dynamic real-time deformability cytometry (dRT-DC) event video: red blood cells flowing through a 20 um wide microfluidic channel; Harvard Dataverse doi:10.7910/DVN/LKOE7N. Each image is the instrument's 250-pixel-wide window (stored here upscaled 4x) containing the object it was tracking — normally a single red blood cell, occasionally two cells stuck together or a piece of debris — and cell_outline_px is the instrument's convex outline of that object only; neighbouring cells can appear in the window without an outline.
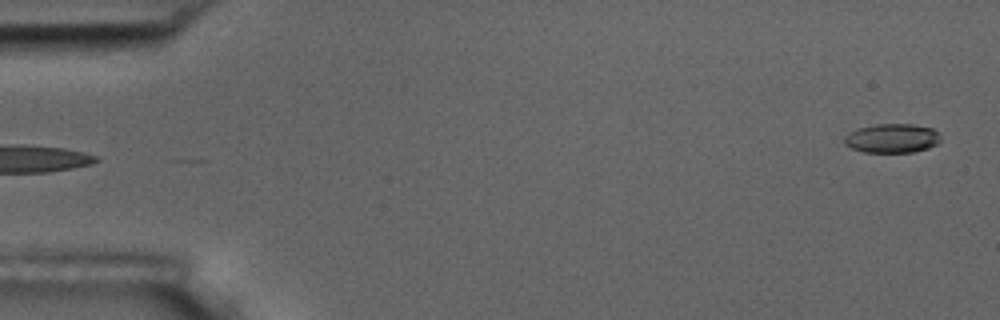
{"species": "common noctule bat (a hibernating species)", "species_latin": "Nyctalus noctula", "temperature_condition": "room temperature", "stored_images_in_passage": 5, "segment_of_instrument_passage": [2, 2], "camera_frame_rate_fps": 3000, "um_per_image_px": 0.085, "animal": {"sex": "male", "body_mass_g": 17.5, "forearm_length_mm": 52.3}, "frame": {"image": 1, "passage_image": 5, "time_ms": 4.667, "image_size_px": [1000, 320], "cell_outline_px": [[940, 140], [936, 144], [928, 148], [912, 152], [864, 152], [852, 148], [844, 144], [844, 136], [848, 132], [860, 128], [876, 124], [912, 124], [932, 128], [936, 132]], "centroid_in_image_um": [75.79, 11.75], "position_along_channel_um": 9.2, "area_um2": 16.18}}